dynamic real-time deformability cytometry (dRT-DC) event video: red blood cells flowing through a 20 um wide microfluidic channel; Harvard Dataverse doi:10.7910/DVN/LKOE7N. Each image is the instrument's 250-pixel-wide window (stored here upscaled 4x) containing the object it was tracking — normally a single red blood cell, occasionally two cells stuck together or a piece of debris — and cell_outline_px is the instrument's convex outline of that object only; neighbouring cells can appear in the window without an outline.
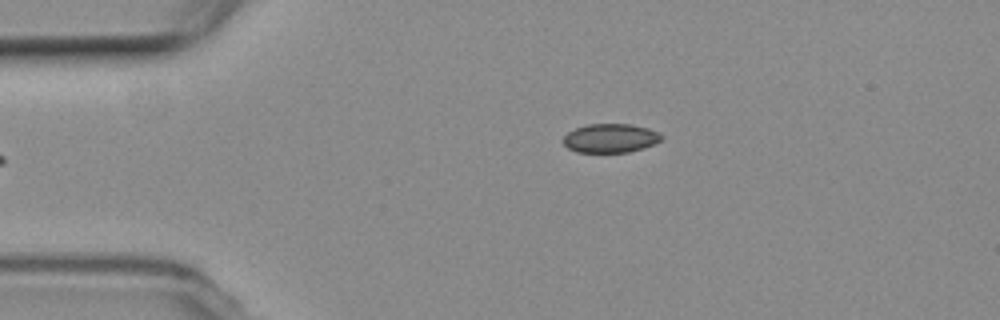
{"species": "common noctule bat (a hibernating species)", "species_latin": "Nyctalus noctula", "temperature_condition": "room temperature", "stored_images_in_passage": 6, "camera_frame_rate_fps": 3000, "um_per_image_px": 0.085, "animal": {"sex": "female", "body_mass_g": 19.3, "forearm_length_mm": 54.1}, "frame": {"image": 1, "passage_image": 6, "time_ms": 6.667, "image_size_px": [1000, 320], "cell_outline_px": [[664, 136], [660, 140], [644, 148], [628, 152], [576, 152], [568, 148], [564, 144], [564, 136], [568, 132], [576, 128], [588, 124], [628, 124], [648, 128]], "centroid_in_image_um": [51.87, 11.75], "position_along_channel_um": 33.1, "area_um2": 16.36}}